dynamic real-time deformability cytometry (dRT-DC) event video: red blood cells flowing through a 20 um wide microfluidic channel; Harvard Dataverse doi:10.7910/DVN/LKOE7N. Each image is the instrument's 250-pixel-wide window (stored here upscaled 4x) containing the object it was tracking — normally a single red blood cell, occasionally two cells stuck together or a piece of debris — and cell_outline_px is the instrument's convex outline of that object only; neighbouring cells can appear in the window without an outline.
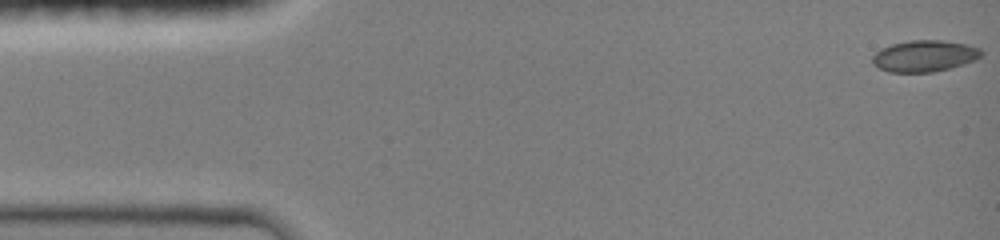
{"species": "common noctule bat (a hibernating species)", "species_latin": "Nyctalus noctula", "temperature_condition": "room temperature", "stored_images_in_passage": 28, "camera_frame_rate_fps": 3000, "um_per_image_px": 0.085, "animal": {"sex": "female", "body_mass_g": 19.0, "forearm_length_mm": 51.5}, "frame": {"image": 1, "passage_image": 1, "time_ms": 0.0, "image_size_px": [1000, 240], "cell_outline_px": [[984, 52], [980, 56], [964, 64], [932, 72], [888, 72], [872, 64], [872, 56], [880, 48], [892, 44], [912, 40], [940, 40], [968, 44], [980, 48]], "centroid_in_image_um": [78.56, 4.75], "position_along_channel_um": 6.4, "area_um2": 19.88}}
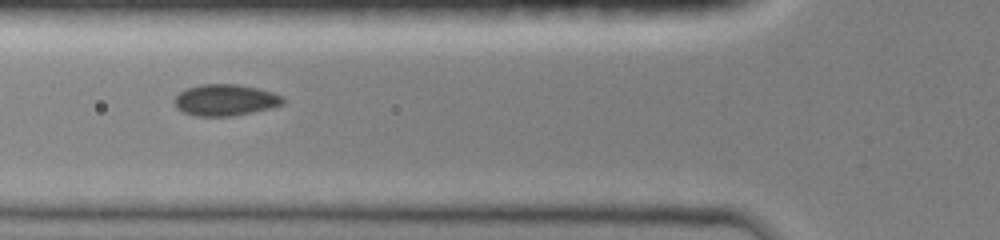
{"frame": {"image": 2, "passage_image": 20, "time_ms": 5.333, "image_size_px": [1000, 240], "cell_outline_px": [[284, 104], [252, 112], [232, 116], [196, 116], [184, 112], [176, 108], [172, 100], [180, 92], [188, 88], [200, 84], [236, 84], [256, 88], [272, 92], [284, 96]], "centroid_in_image_um": [19.13, 8.5], "position_along_channel_um": 106.7, "area_um2": 19.83}}
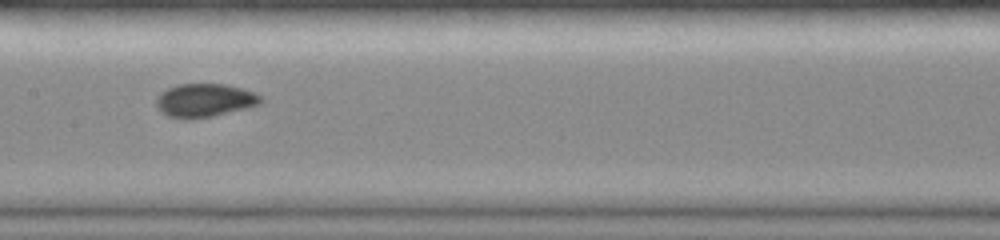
{"frame": {"image": 3, "passage_image": 27, "time_ms": 7.333, "image_size_px": [1000, 240], "cell_outline_px": [[264, 100], [260, 104], [212, 116], [188, 120], [184, 120], [168, 116], [156, 108], [156, 100], [168, 88], [180, 84], [224, 84], [240, 88], [252, 92], [260, 96]], "centroid_in_image_um": [17.37, 8.54], "position_along_channel_um": 190.0, "area_um2": 20.06}}